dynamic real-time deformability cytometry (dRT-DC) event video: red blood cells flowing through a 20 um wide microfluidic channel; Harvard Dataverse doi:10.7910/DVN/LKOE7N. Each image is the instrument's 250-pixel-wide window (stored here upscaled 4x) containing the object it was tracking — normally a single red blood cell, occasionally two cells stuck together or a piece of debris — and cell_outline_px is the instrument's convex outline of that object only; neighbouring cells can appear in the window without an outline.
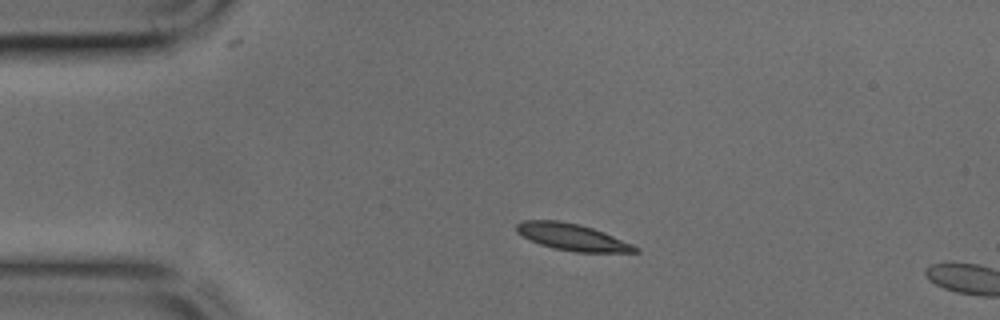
{"species": "common noctule bat (a hibernating species)", "species_latin": "Nyctalus noctula", "temperature_condition": "cold", "stored_images_in_passage": 3, "camera_frame_rate_fps": 3000, "um_per_image_px": 0.085, "animal": {"sex": "male", "body_mass_g": 17.9, "forearm_length_mm": 54.2}, "frame": {"image": 1, "passage_image": 1, "time_ms": 0.0, "image_size_px": [1000, 320], "cell_outline_px": [[640, 252], [576, 252], [556, 248], [540, 244], [516, 232], [516, 224], [524, 220], [560, 220], [580, 224], [604, 232], [632, 244], [640, 248]], "centroid_in_image_um": [48.66, 20.14], "position_along_channel_um": 36.3, "area_um2": 18.32}}